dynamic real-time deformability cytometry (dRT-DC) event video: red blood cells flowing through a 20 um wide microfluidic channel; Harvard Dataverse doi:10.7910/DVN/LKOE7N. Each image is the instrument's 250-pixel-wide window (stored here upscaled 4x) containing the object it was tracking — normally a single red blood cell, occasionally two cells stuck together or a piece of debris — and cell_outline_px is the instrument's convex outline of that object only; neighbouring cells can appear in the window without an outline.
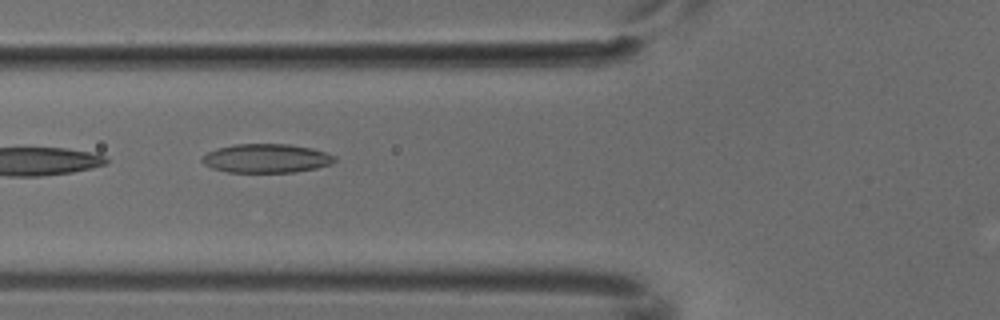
{"species": "common noctule bat (a hibernating species)", "species_latin": "Nyctalus noctula", "temperature_condition": "cold", "stored_images_in_passage": 5, "camera_frame_rate_fps": 3000, "um_per_image_px": 0.085, "animal": {"sex": "male", "body_mass_g": 18.8}, "frame": {"image": 1, "passage_image": 5, "time_ms": 1.333, "image_size_px": [1000, 320], "cell_outline_px": [[336, 160], [332, 164], [316, 168], [296, 172], [228, 172], [212, 168], [204, 164], [200, 160], [200, 156], [216, 148], [236, 144], [288, 144], [312, 148], [336, 156]], "centroid_in_image_um": [22.62, 13.46], "position_along_channel_um": 103.2, "area_um2": 22.43}}